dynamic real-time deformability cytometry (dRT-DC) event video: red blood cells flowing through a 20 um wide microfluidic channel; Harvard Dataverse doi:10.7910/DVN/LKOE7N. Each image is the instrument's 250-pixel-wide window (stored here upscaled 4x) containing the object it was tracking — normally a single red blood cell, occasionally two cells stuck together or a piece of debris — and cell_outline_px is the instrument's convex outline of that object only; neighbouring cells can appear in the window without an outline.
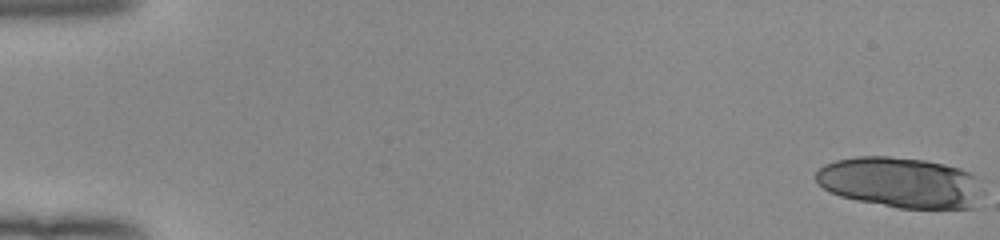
{"species": "human", "species_latin": "Homo sapiens", "temperature_condition": "room temperature", "stored_images_in_passage": 19, "camera_frame_rate_fps": 3000, "um_per_image_px": 0.085, "donor": {"sex": "female"}, "frame": {"image": 1, "passage_image": 1, "time_ms": 0.0, "image_size_px": [1000, 240], "cell_outline_px": [[984, 192], [972, 208], [896, 208], [856, 200], [840, 196], [824, 188], [816, 180], [816, 172], [824, 164], [836, 160], [856, 156], [888, 156], [924, 160], [944, 164], [960, 168], [976, 176], [984, 188]], "centroid_in_image_um": [76.57, 15.51], "position_along_channel_um": 8.4, "area_um2": 49.48}}
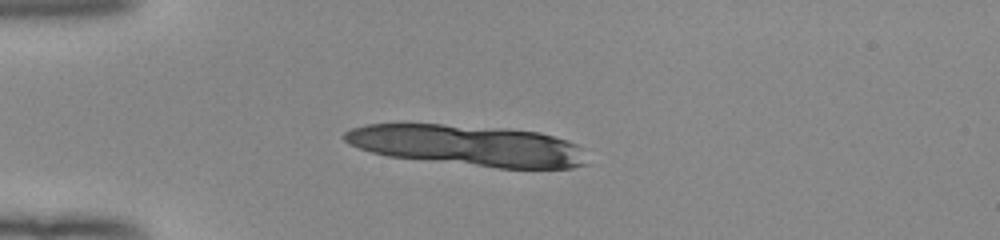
{"frame": {"image": 2, "passage_image": 15, "time_ms": 4.667, "image_size_px": [1000, 240], "cell_outline_px": [[588, 164], [572, 168], [500, 168], [388, 156], [372, 152], [348, 144], [340, 136], [344, 132], [352, 128], [364, 124], [440, 124], [504, 128], [540, 132], [568, 140], [576, 144], [580, 148]], "centroid_in_image_um": [39.75, 12.35], "position_along_channel_um": 45.3, "area_um2": 57.8}}